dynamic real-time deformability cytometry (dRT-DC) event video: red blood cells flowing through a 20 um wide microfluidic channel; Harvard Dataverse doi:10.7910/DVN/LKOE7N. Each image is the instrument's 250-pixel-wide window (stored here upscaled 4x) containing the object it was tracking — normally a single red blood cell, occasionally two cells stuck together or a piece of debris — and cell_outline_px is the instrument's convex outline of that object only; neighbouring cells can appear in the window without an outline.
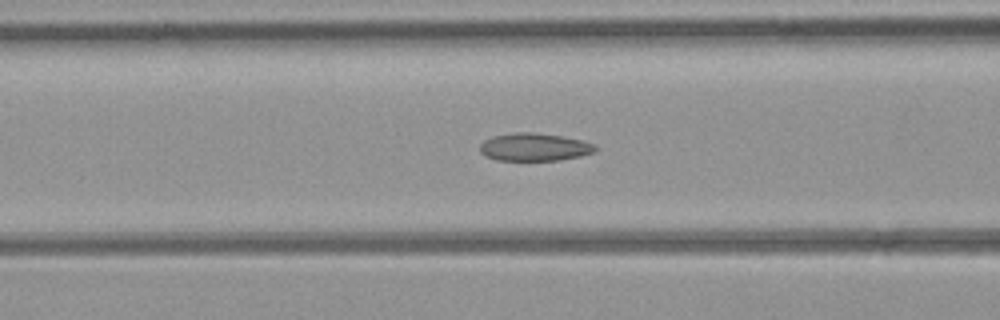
{"species": "common noctule bat (a hibernating species)", "species_latin": "Nyctalus noctula", "temperature_condition": "room temperature", "stored_images_in_passage": 33, "camera_frame_rate_fps": 3000, "um_per_image_px": 0.085, "animal": {"sex": "female", "body_mass_g": 21.9}, "frame": {"image": 1, "passage_image": 11, "time_ms": 3.333, "image_size_px": [1000, 320], "cell_outline_px": [[596, 152], [580, 156], [560, 160], [496, 160], [484, 156], [480, 152], [480, 144], [484, 140], [492, 136], [516, 132], [528, 132], [560, 136], [580, 140], [596, 144]], "centroid_in_image_um": [45.4, 12.51], "position_along_channel_um": 121.2, "area_um2": 18.67}}
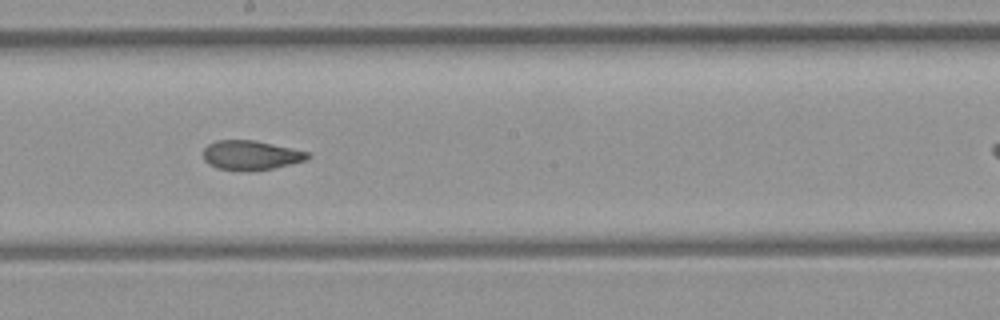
{"frame": {"image": 2, "passage_image": 19, "time_ms": 6.0, "image_size_px": [1000, 320], "cell_outline_px": [[312, 156], [304, 160], [272, 168], [216, 168], [208, 164], [204, 160], [204, 148], [208, 144], [216, 140], [252, 140], [272, 144], [308, 152]], "centroid_in_image_um": [21.29, 13.14], "position_along_channel_um": 226.9, "area_um2": 16.99}}
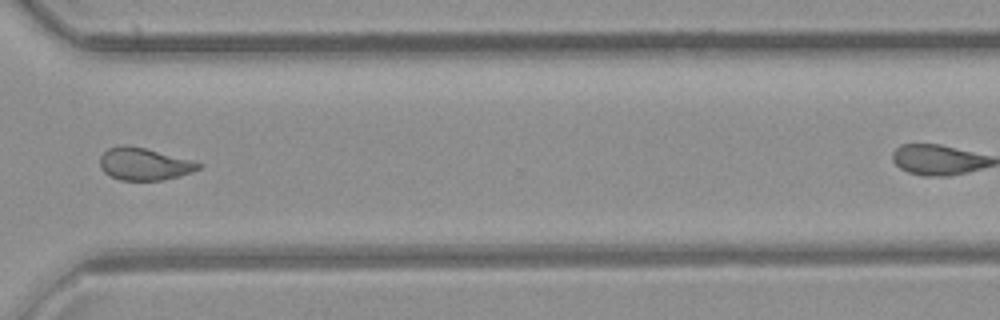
{"frame": {"image": 3, "passage_image": 29, "time_ms": 9.333, "image_size_px": [1000, 320], "cell_outline_px": [[200, 168], [192, 172], [180, 176], [160, 180], [120, 180], [104, 172], [100, 168], [100, 156], [108, 148], [120, 144], [124, 144], [144, 148], [192, 160], [200, 164]], "centroid_in_image_um": [12.22, 13.93], "position_along_channel_um": 358.4, "area_um2": 18.44}}